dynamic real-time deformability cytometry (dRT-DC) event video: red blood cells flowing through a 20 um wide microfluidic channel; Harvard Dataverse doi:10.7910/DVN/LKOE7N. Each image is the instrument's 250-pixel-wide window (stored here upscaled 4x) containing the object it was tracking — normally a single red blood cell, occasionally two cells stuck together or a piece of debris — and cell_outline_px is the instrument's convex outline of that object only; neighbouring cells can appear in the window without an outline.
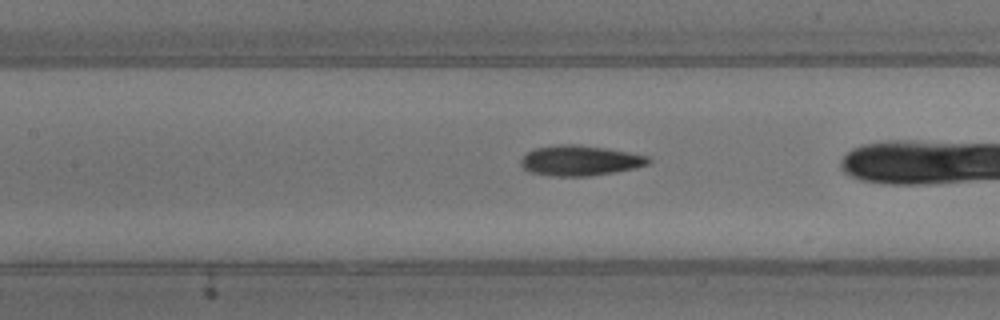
{"species": "common noctule bat (a hibernating species)", "species_latin": "Nyctalus noctula", "temperature_condition": "warm", "stored_images_in_passage": 37, "camera_frame_rate_fps": 3000, "um_per_image_px": 0.085, "animal": {"sex": "male", "body_mass_g": 13.3}, "frame": {"image": 1, "passage_image": 20, "time_ms": 6.333, "image_size_px": [1000, 320], "cell_outline_px": [[652, 160], [648, 164], [636, 168], [588, 176], [552, 176], [528, 172], [520, 164], [520, 160], [528, 152], [536, 148], [560, 144], [580, 144], [608, 148], [648, 156]], "centroid_in_image_um": [49.3, 13.64], "position_along_channel_um": 158.1, "area_um2": 22.54}}
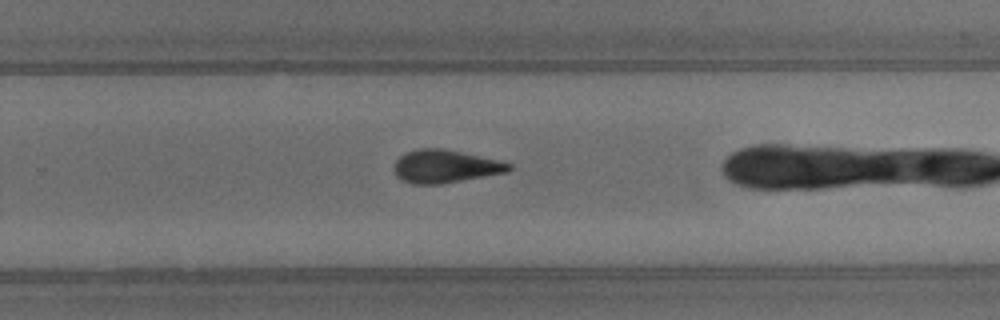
{"frame": {"image": 2, "passage_image": 30, "time_ms": 9.667, "image_size_px": [1000, 320], "cell_outline_px": [[512, 168], [508, 172], [440, 184], [412, 184], [396, 176], [392, 168], [396, 160], [404, 152], [420, 148], [440, 148], [500, 160], [512, 164]], "centroid_in_image_um": [37.82, 14.14], "position_along_channel_um": 292.0, "area_um2": 22.08}}